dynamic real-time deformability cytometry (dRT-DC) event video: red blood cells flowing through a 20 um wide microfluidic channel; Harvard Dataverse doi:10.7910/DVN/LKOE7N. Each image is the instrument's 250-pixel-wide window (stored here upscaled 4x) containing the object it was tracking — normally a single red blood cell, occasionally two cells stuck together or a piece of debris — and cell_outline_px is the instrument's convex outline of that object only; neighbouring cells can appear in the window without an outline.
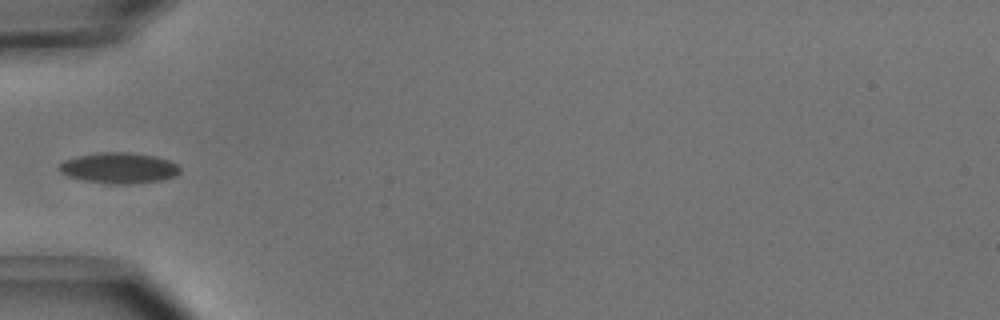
{"species": "common noctule bat (a hibernating species)", "species_latin": "Nyctalus noctula", "temperature_condition": "cold", "stored_images_in_passage": 35, "camera_frame_rate_fps": 3000, "um_per_image_px": 0.085, "animal": {"sex": "male", "body_mass_g": 15.6}, "frame": {"image": 1, "passage_image": 1, "time_ms": 0.0, "image_size_px": [1000, 320], "cell_outline_px": [[180, 172], [176, 176], [164, 180], [132, 184], [108, 184], [84, 180], [68, 176], [60, 172], [56, 168], [64, 160], [76, 156], [96, 152], [128, 152], [156, 156], [168, 160], [176, 164], [180, 168]], "centroid_in_image_um": [10.1, 14.28], "position_along_channel_um": 74.9, "area_um2": 21.96}}
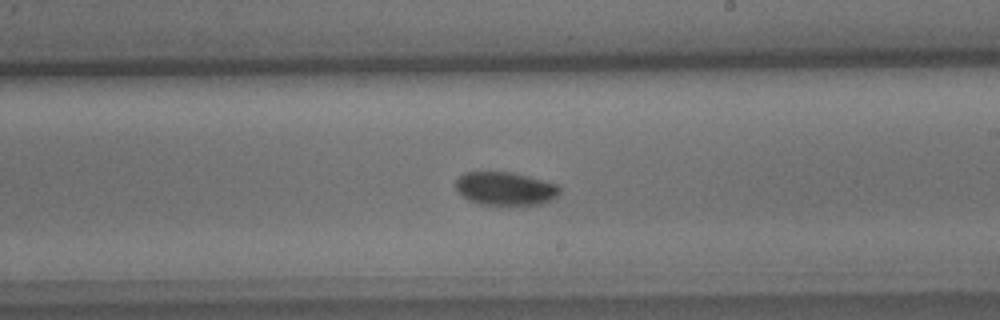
{"frame": {"image": 2, "passage_image": 14, "time_ms": 4.333, "image_size_px": [1000, 320], "cell_outline_px": [[560, 192], [556, 196], [544, 204], [500, 208], [480, 204], [468, 200], [456, 188], [456, 180], [464, 172], [512, 172], [556, 184], [560, 188]], "centroid_in_image_um": [42.95, 16.09], "position_along_channel_um": 246.0, "area_um2": 20.75}}
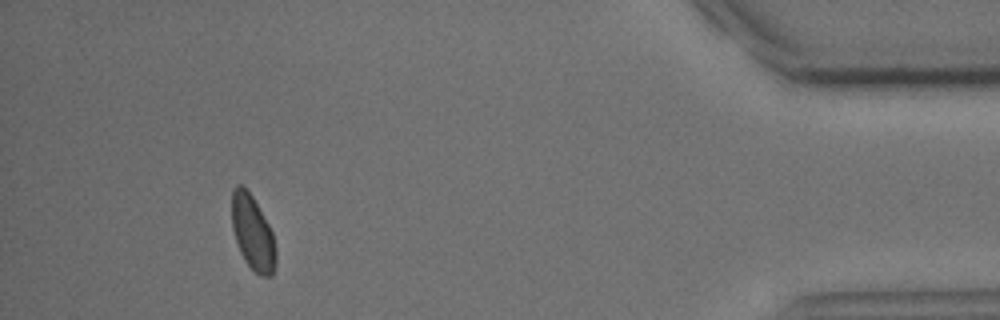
{"frame": {"image": 3, "passage_image": 31, "time_ms": 10.0, "image_size_px": [1000, 320], "cell_outline_px": [[276, 264], [272, 276], [260, 276], [244, 260], [240, 252], [232, 228], [232, 188], [236, 184], [240, 184], [252, 196], [268, 224], [272, 232], [276, 248]], "centroid_in_image_um": [21.48, 19.8], "position_along_channel_um": 413.7, "area_um2": 19.02}, "authors_computed_cell_mechanics": {"area_um2": 19.941, "velocity_mm_per_s": 3.9394, "shape_relaxation_time_tau1_ms": 2.6935, "shape_relaxation_time_tau2_ms": null, "deformation_change_tau1": 0.0742, "deformation_change_tau2": null}}